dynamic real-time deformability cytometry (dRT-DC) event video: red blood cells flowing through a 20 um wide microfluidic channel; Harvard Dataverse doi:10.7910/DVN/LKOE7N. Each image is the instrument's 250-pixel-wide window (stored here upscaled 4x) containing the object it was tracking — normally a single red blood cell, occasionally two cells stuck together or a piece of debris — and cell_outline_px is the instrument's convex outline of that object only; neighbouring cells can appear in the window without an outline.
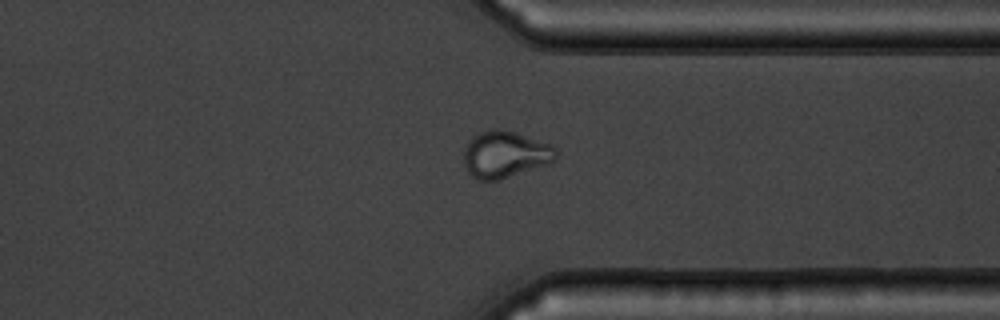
{"species": "common noctule bat (a hibernating species)", "species_latin": "Nyctalus noctula", "temperature_condition": "warm", "stored_images_in_passage": 42, "camera_frame_rate_fps": 3000, "um_per_image_px": 0.085, "animal": {"sex": "male", "body_mass_g": 19.5, "forearm_length_mm": 54.6}, "frame": {"image": 1, "passage_image": 30, "time_ms": 9.667, "image_size_px": [1000, 320], "cell_outline_px": [[556, 156], [552, 160], [544, 164], [500, 180], [476, 180], [468, 172], [464, 164], [464, 148], [480, 132], [492, 128], [496, 128], [512, 132], [552, 144], [556, 148]], "centroid_in_image_um": [42.9, 13.13], "position_along_channel_um": 368.5, "area_um2": 24.57}}
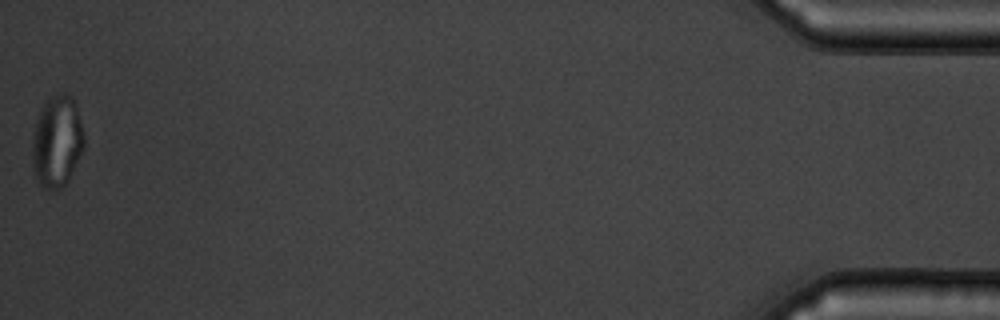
{"frame": {"image": 2, "passage_image": 42, "time_ms": 13.667, "image_size_px": [1000, 320], "cell_outline_px": [[84, 148], [68, 180], [60, 188], [44, 188], [40, 184], [36, 176], [32, 164], [32, 132], [36, 120], [44, 100], [48, 96], [64, 92], [72, 96], [76, 104], [84, 136]], "centroid_in_image_um": [4.83, 11.96], "position_along_channel_um": 430.4, "area_um2": 27.86}, "authors_computed_cell_mechanics": {"area_um2": 25.0852, "velocity_mm_per_s": 3.8052, "shape_relaxation_time_tau1_ms": 5.8273, "shape_relaxation_time_tau2_ms": 1.668, "deformation_change_tau1": 0.0983, "deformation_change_tau2": 0.0526}}